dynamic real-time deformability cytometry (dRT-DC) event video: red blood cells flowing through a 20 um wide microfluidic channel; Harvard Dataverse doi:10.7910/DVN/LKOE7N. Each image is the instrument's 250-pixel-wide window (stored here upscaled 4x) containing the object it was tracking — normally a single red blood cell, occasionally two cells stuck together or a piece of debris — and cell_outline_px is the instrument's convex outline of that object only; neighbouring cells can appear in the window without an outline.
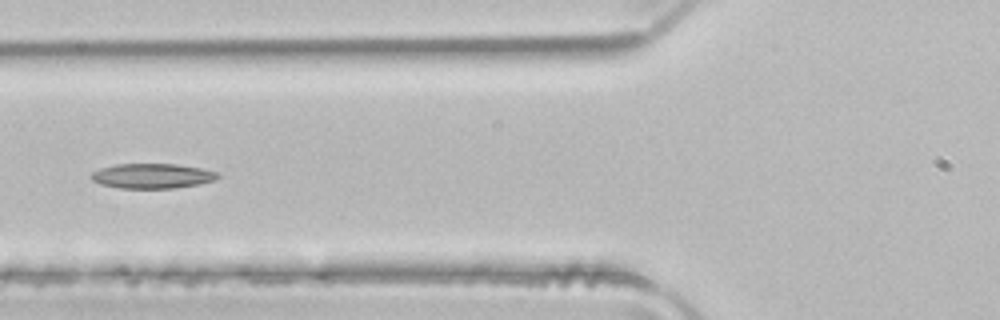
{"species": "common noctule bat (a hibernating species)", "species_latin": "Nyctalus noctula", "temperature_condition": "room temperature", "stored_images_in_passage": 3, "camera_frame_rate_fps": 3000, "um_per_image_px": 0.085, "animal": {"sex": "male", "body_mass_g": 21.5, "forearm_length_mm": 52.0}, "frame": {"image": 1, "passage_image": 3, "time_ms": 0.667, "image_size_px": [1000, 320], "cell_outline_px": [[220, 176], [216, 180], [200, 184], [172, 188], [120, 188], [100, 184], [92, 180], [88, 176], [92, 172], [100, 168], [116, 164], [176, 164], [200, 168], [220, 172]], "centroid_in_image_um": [12.94, 14.95], "position_along_channel_um": 112.9, "area_um2": 18.5}}